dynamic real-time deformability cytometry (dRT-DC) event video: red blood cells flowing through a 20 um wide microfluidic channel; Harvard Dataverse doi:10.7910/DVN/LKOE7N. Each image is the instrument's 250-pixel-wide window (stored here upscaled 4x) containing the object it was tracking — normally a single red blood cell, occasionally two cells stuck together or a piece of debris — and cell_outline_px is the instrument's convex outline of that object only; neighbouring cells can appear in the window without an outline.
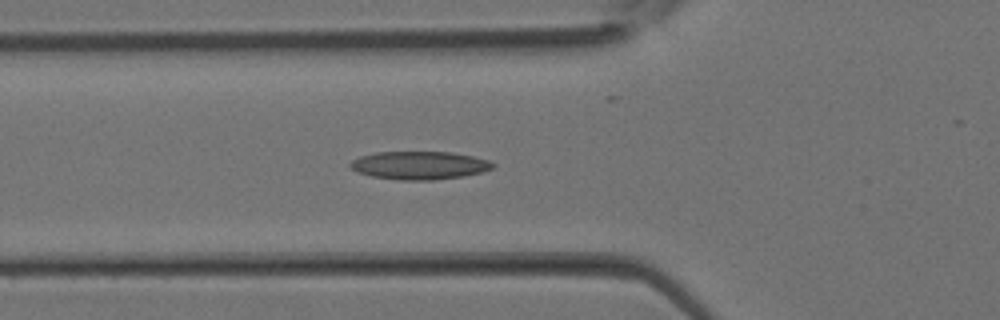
{"species": "Egyptian fruit bat (a non-hibernating species)", "species_latin": "Rousettus aegyptiacus", "temperature_condition": "room temperature", "stored_images_in_passage": 24, "camera_frame_rate_fps": 3000, "um_per_image_px": 0.085, "animal": {"sex": "female"}, "frame": {"image": 1, "passage_image": 6, "time_ms": 1.667, "image_size_px": [1000, 320], "cell_outline_px": [[496, 164], [492, 168], [480, 172], [464, 176], [432, 180], [400, 180], [372, 176], [356, 172], [348, 164], [352, 160], [360, 156], [376, 152], [452, 152], [472, 156], [488, 160]], "centroid_in_image_um": [35.63, 14.05], "position_along_channel_um": 90.2, "area_um2": 23.29}}
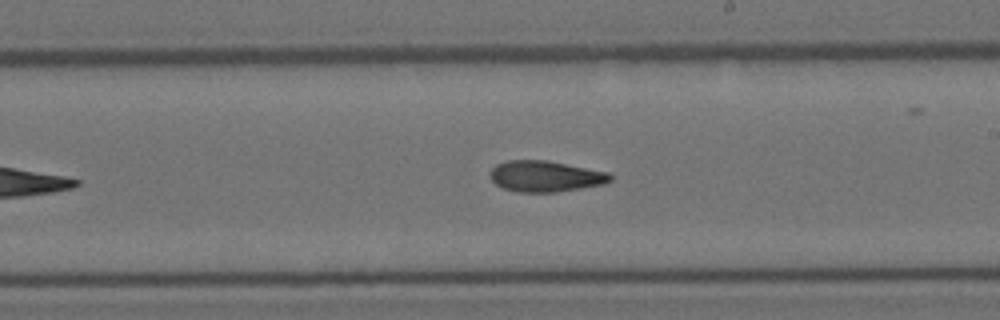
{"frame": {"image": 2, "passage_image": 14, "time_ms": 4.333, "image_size_px": [1000, 320], "cell_outline_px": [[612, 180], [604, 184], [556, 192], [516, 192], [504, 188], [496, 184], [488, 176], [492, 168], [496, 164], [508, 160], [548, 160], [608, 172], [612, 176]], "centroid_in_image_um": [46.34, 14.98], "position_along_channel_um": 242.7, "area_um2": 21.79}}
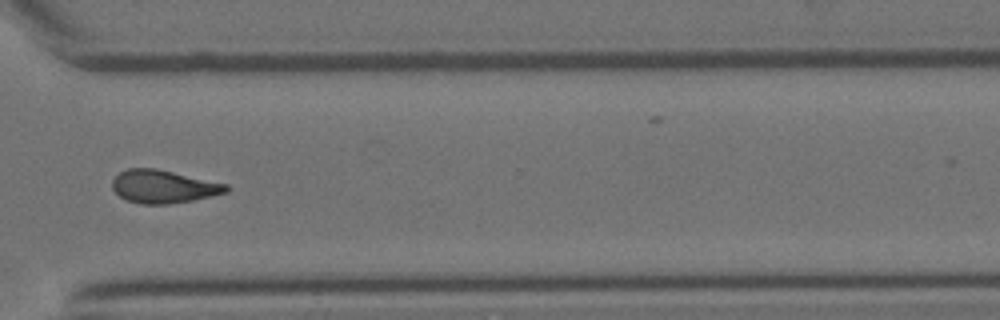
{"frame": {"image": 3, "passage_image": 20, "time_ms": 6.333, "image_size_px": [1000, 320], "cell_outline_px": [[228, 192], [192, 200], [168, 204], [140, 204], [128, 200], [120, 196], [112, 188], [112, 180], [120, 172], [128, 168], [156, 168], [228, 184]], "centroid_in_image_um": [13.89, 15.85], "position_along_channel_um": 356.7, "area_um2": 21.79}}